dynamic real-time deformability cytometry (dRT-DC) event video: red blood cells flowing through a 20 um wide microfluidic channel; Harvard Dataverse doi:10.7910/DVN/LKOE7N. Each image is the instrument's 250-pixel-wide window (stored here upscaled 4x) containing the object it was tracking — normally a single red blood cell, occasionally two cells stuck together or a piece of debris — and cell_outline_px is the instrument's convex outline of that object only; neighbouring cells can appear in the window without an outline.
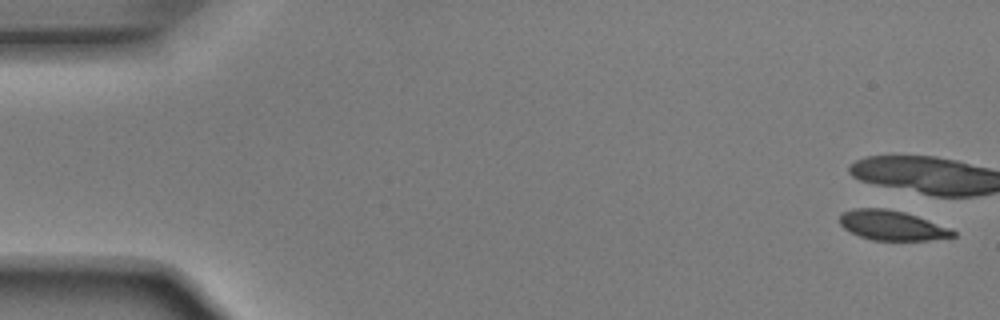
{"species": "Egyptian fruit bat (a non-hibernating species)", "species_latin": "Rousettus aegyptiacus", "temperature_condition": "room temperature", "stored_images_in_passage": 6, "camera_frame_rate_fps": 3000, "um_per_image_px": 0.085, "animal": {"sex": "male"}, "frame": {"image": 1, "passage_image": 1, "time_ms": 0.0, "image_size_px": [1000, 320], "cell_outline_px": [[956, 236], [928, 240], [872, 240], [860, 236], [844, 228], [840, 224], [840, 216], [844, 212], [852, 208], [884, 208], [904, 212], [916, 216], [948, 228], [956, 232]], "centroid_in_image_um": [75.78, 19.15], "position_along_channel_um": 9.2, "area_um2": 19.31}}